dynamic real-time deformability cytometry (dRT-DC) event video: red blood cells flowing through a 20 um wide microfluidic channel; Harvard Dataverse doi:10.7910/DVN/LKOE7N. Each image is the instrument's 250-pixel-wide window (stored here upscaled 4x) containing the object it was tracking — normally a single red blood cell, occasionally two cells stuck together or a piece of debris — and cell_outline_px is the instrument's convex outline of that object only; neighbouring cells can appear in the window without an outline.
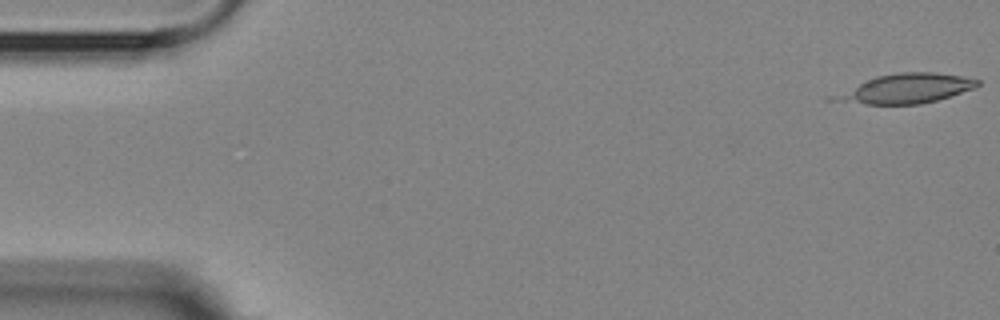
{"species": "Egyptian fruit bat (a non-hibernating species)", "species_latin": "Rousettus aegyptiacus", "temperature_condition": "room temperature", "stored_images_in_passage": 11, "camera_frame_rate_fps": 3000, "um_per_image_px": 0.085, "animal": {"sex": "female"}, "frame": {"image": 1, "passage_image": 1, "time_ms": 0.0, "image_size_px": [1000, 320], "cell_outline_px": [[980, 84], [976, 88], [936, 100], [920, 104], [868, 104], [844, 100], [844, 96], [860, 84], [876, 76], [900, 72], [936, 72], [964, 76], [980, 80]], "centroid_in_image_um": [77.38, 7.49], "position_along_channel_um": 7.6, "area_um2": 23.0}}
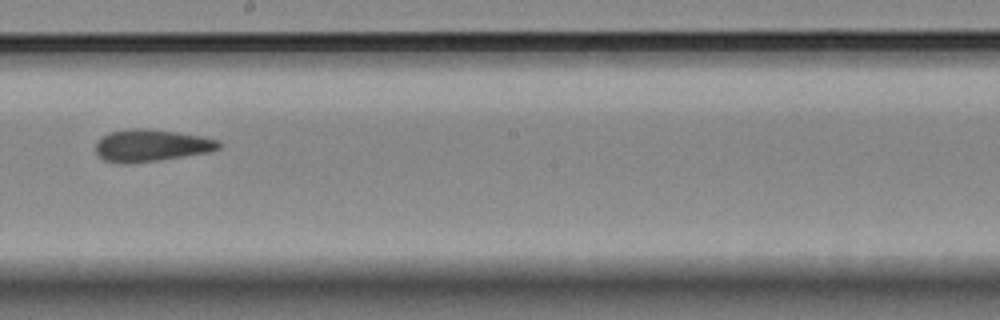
{"frame": {"image": 2, "passage_image": 9, "time_ms": 10.0, "image_size_px": [1000, 320], "cell_outline_px": [[220, 148], [208, 152], [184, 156], [156, 160], [124, 164], [120, 164], [104, 160], [96, 152], [96, 140], [108, 132], [128, 128], [148, 128], [176, 132], [200, 136], [220, 140]], "centroid_in_image_um": [12.81, 12.35], "position_along_channel_um": 235.4, "area_um2": 23.06}}
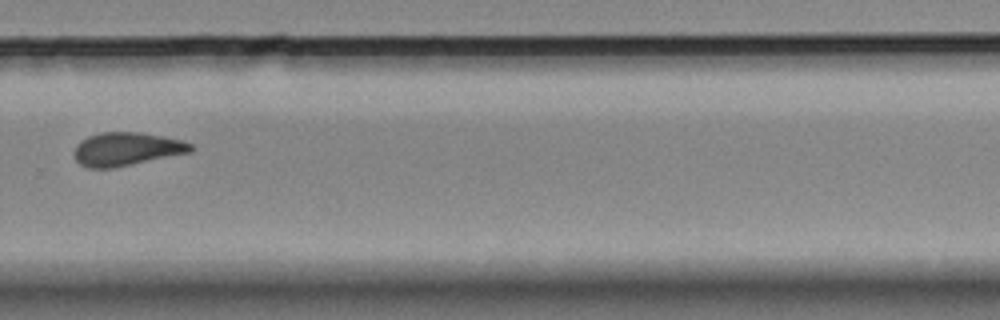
{"frame": {"image": 3, "passage_image": 11, "time_ms": 12.333, "image_size_px": [1000, 320], "cell_outline_px": [[196, 148], [192, 152], [112, 168], [88, 168], [80, 164], [72, 156], [72, 152], [76, 144], [80, 140], [88, 136], [100, 132], [140, 132], [184, 140], [192, 144]], "centroid_in_image_um": [10.74, 12.66], "position_along_channel_um": 319.1, "area_um2": 23.0}}